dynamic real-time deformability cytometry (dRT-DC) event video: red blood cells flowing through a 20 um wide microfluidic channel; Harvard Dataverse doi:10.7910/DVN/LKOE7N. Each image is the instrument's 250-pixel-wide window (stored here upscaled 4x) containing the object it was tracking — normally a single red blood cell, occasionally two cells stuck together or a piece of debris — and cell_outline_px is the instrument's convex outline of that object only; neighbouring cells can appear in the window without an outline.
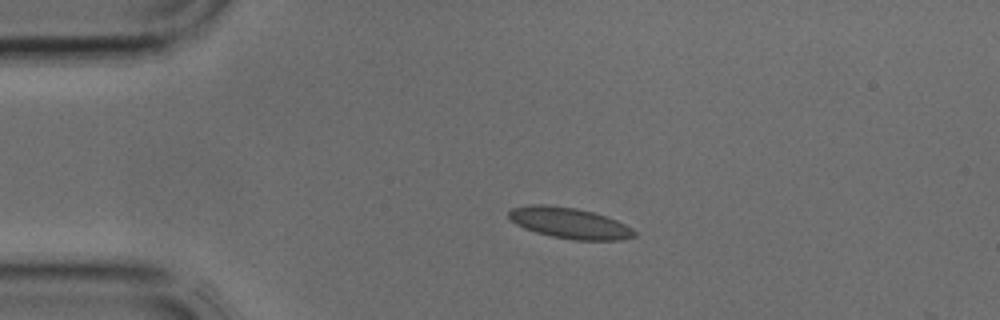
{"species": "common noctule bat (a hibernating species)", "species_latin": "Nyctalus noctula", "temperature_condition": "cold", "stored_images_in_passage": 32, "camera_frame_rate_fps": 3000, "um_per_image_px": 0.085, "animal": {"sex": "male", "body_mass_g": 17.9, "forearm_length_mm": 54.2}, "frame": {"image": 1, "passage_image": 1, "time_ms": 0.0, "image_size_px": [1000, 320], "cell_outline_px": [[636, 236], [624, 240], [572, 240], [552, 236], [536, 232], [524, 228], [516, 224], [508, 216], [508, 212], [512, 208], [528, 204], [544, 204], [576, 208], [592, 212], [616, 220], [632, 228], [636, 232]], "centroid_in_image_um": [48.4, 18.96], "position_along_channel_um": 36.6, "area_um2": 22.6}}
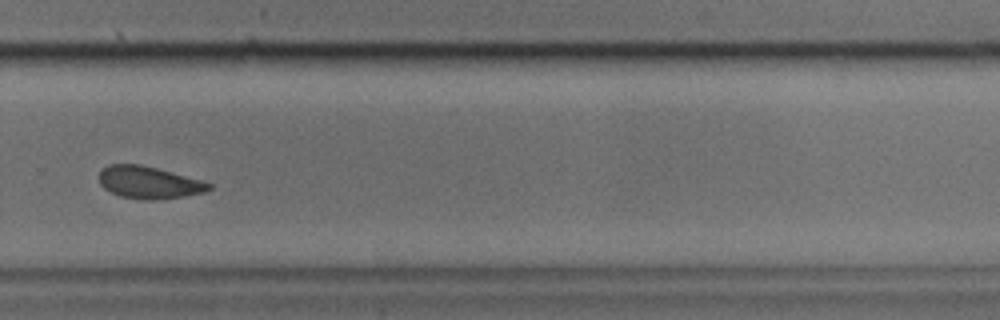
{"frame": {"image": 2, "passage_image": 20, "time_ms": 6.333, "image_size_px": [1000, 320], "cell_outline_px": [[212, 188], [204, 192], [184, 196], [148, 200], [120, 196], [104, 188], [100, 184], [100, 172], [108, 164], [140, 164], [156, 168], [200, 180], [212, 184]], "centroid_in_image_um": [12.64, 15.5], "position_along_channel_um": 317.2, "area_um2": 20.23}}
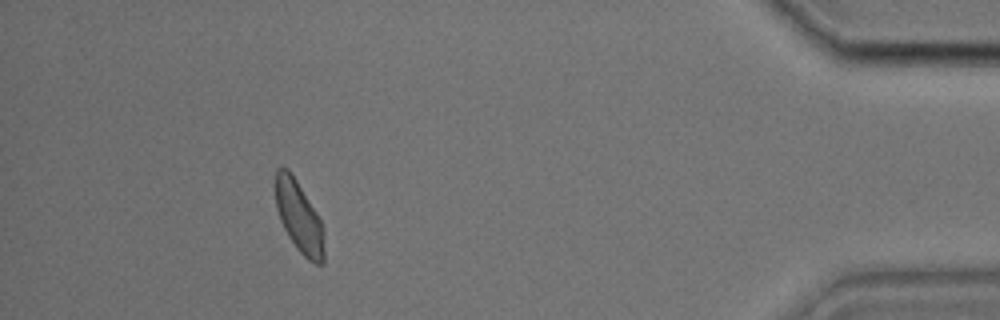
{"frame": {"image": 3, "passage_image": 29, "time_ms": 9.333, "image_size_px": [1000, 320], "cell_outline_px": [[324, 264], [316, 264], [308, 260], [296, 248], [288, 236], [280, 220], [276, 208], [272, 184], [276, 168], [288, 168], [296, 180], [316, 212], [324, 228]], "centroid_in_image_um": [25.37, 18.41], "position_along_channel_um": 409.8, "area_um2": 20.69}}